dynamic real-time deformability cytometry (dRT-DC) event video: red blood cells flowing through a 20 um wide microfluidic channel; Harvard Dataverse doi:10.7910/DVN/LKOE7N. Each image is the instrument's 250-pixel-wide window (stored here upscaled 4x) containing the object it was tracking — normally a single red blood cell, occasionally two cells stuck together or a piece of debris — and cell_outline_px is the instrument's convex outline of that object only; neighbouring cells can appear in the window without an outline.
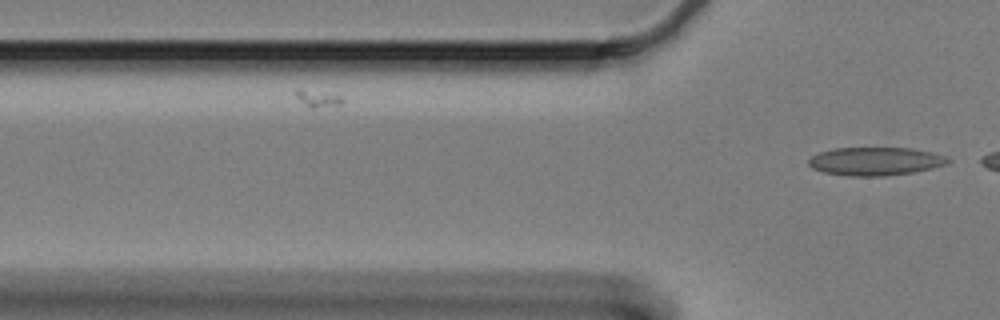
{"species": "Egyptian fruit bat (a non-hibernating species)", "species_latin": "Rousettus aegyptiacus", "temperature_condition": "cold", "stored_images_in_passage": 4, "camera_frame_rate_fps": 3000, "um_per_image_px": 0.085, "animal": {"sex": "female"}, "frame": {"image": 1, "passage_image": 4, "time_ms": 1.0, "image_size_px": [1000, 320], "cell_outline_px": [[952, 160], [948, 164], [932, 168], [912, 172], [884, 176], [848, 176], [824, 172], [812, 168], [808, 164], [808, 160], [812, 156], [820, 152], [832, 148], [912, 148], [932, 152], [944, 156]], "centroid_in_image_um": [74.41, 13.71], "position_along_channel_um": 51.4, "area_um2": 22.95}}